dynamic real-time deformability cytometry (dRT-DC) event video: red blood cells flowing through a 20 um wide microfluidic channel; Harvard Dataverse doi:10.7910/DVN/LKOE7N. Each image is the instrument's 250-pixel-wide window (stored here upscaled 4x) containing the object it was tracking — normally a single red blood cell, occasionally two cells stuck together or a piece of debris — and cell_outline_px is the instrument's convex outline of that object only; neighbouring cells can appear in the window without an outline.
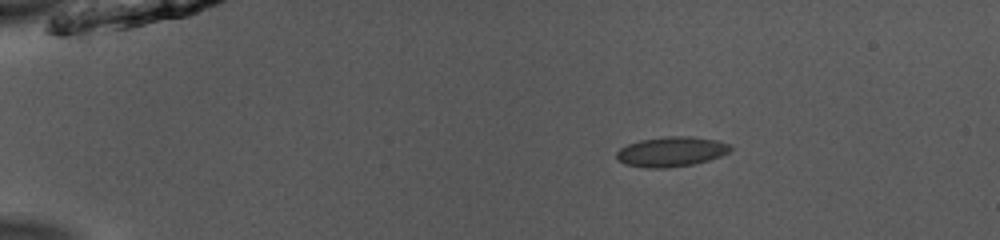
{"species": "common noctule bat (a hibernating species)", "species_latin": "Nyctalus noctula", "temperature_condition": "room temperature", "stored_images_in_passage": 45, "camera_frame_rate_fps": 3000, "um_per_image_px": 0.085, "animal": {"sex": "male", "body_mass_g": 13.0, "forearm_length_mm": 53.1}, "frame": {"image": 1, "passage_image": 3, "time_ms": 0.667, "image_size_px": [1000, 240], "cell_outline_px": [[732, 148], [728, 152], [720, 156], [708, 160], [692, 164], [664, 168], [652, 168], [624, 164], [616, 156], [616, 152], [620, 148], [628, 144], [640, 140], [664, 136], [688, 136], [716, 140], [728, 144]], "centroid_in_image_um": [57.04, 12.88], "position_along_channel_um": 28.0, "area_um2": 19.59}}
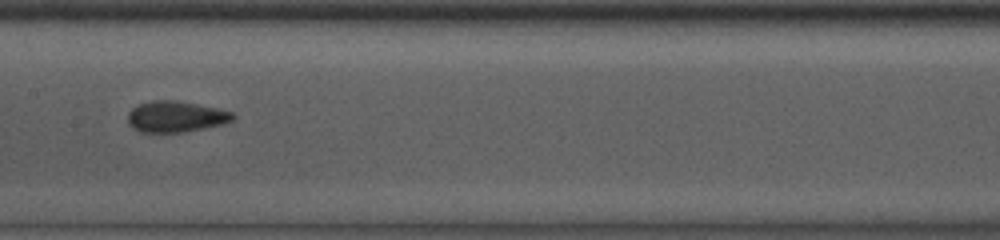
{"frame": {"image": 2, "passage_image": 21, "time_ms": 6.667, "image_size_px": [1000, 240], "cell_outline_px": [[236, 116], [232, 120], [224, 124], [184, 132], [140, 132], [132, 128], [128, 124], [128, 112], [132, 108], [140, 104], [152, 100], [176, 100], [216, 108], [232, 112]], "centroid_in_image_um": [14.92, 9.92], "position_along_channel_um": 192.5, "area_um2": 19.02}}
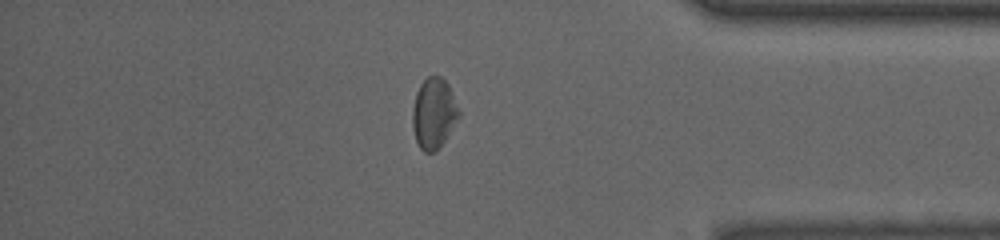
{"frame": {"image": 3, "passage_image": 38, "time_ms": 12.333, "image_size_px": [1000, 240], "cell_outline_px": [[460, 116], [444, 140], [432, 152], [424, 152], [420, 148], [416, 140], [412, 128], [412, 108], [416, 92], [420, 84], [428, 76], [440, 76], [448, 84], [460, 112]], "centroid_in_image_um": [36.85, 9.61], "position_along_channel_um": 398.4, "area_um2": 18.84}, "authors_computed_cell_mechanics": {"area_um2": 18.785, "velocity_mm_per_s": 3.9556, "shape_relaxation_time_tau1_ms": 3.4768, "shape_relaxation_time_tau2_ms": 1.2, "deformation_change_tau1": 0.0953, "deformation_change_tau2": 0.0691}}